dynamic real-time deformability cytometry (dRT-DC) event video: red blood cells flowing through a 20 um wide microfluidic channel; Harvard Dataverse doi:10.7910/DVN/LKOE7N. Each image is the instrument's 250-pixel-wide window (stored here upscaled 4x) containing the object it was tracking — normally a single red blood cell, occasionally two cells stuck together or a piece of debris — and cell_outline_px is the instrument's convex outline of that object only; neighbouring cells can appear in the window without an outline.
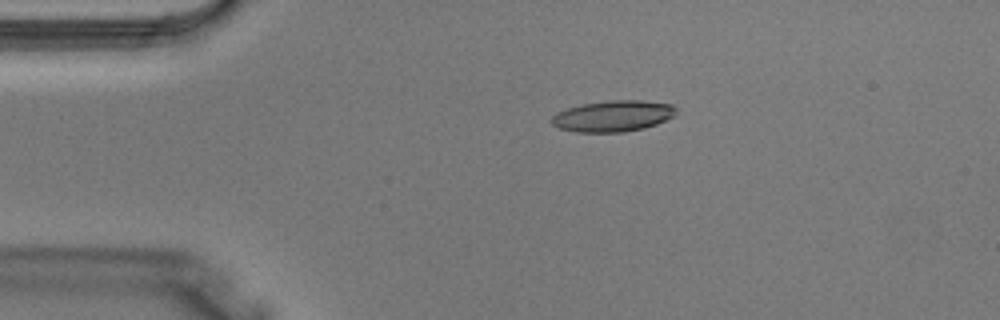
{"species": "Egyptian fruit bat (a non-hibernating species)", "species_latin": "Rousettus aegyptiacus", "temperature_condition": "warm", "stored_images_in_passage": 5, "camera_frame_rate_fps": 3000, "um_per_image_px": 0.085, "animal": {"sex": "male"}, "frame": {"image": 1, "passage_image": 3, "time_ms": 0.667, "image_size_px": [1000, 320], "cell_outline_px": [[676, 116], [656, 124], [644, 128], [624, 132], [576, 132], [560, 128], [552, 124], [552, 116], [556, 112], [568, 108], [584, 104], [608, 100], [644, 100], [672, 104], [676, 108]], "centroid_in_image_um": [52.14, 9.86], "position_along_channel_um": 32.9, "area_um2": 22.66}}